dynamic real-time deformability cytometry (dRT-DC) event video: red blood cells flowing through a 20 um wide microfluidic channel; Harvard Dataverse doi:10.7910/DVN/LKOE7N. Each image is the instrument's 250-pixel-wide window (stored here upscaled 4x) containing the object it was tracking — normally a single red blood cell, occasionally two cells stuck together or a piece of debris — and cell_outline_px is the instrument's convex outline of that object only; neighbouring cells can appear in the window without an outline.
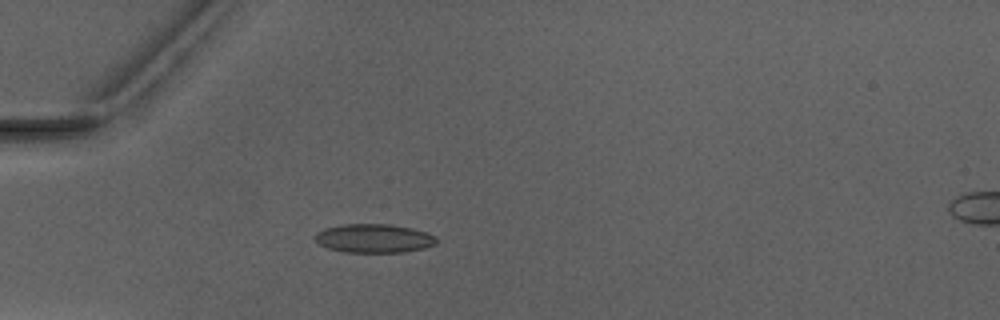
{"species": "Egyptian fruit bat (a non-hibernating species)", "species_latin": "Rousettus aegyptiacus", "temperature_condition": "warm", "stored_images_in_passage": 4, "camera_frame_rate_fps": 3000, "um_per_image_px": 0.085, "animal": {"sex": "male"}, "frame": {"image": 1, "passage_image": 3, "time_ms": 2.333, "image_size_px": [1000, 320], "cell_outline_px": [[440, 240], [436, 244], [424, 248], [400, 252], [344, 252], [328, 248], [320, 244], [316, 240], [316, 232], [324, 228], [344, 224], [388, 224], [412, 228], [436, 236]], "centroid_in_image_um": [31.81, 20.26], "position_along_channel_um": 53.2, "area_um2": 20.29}}